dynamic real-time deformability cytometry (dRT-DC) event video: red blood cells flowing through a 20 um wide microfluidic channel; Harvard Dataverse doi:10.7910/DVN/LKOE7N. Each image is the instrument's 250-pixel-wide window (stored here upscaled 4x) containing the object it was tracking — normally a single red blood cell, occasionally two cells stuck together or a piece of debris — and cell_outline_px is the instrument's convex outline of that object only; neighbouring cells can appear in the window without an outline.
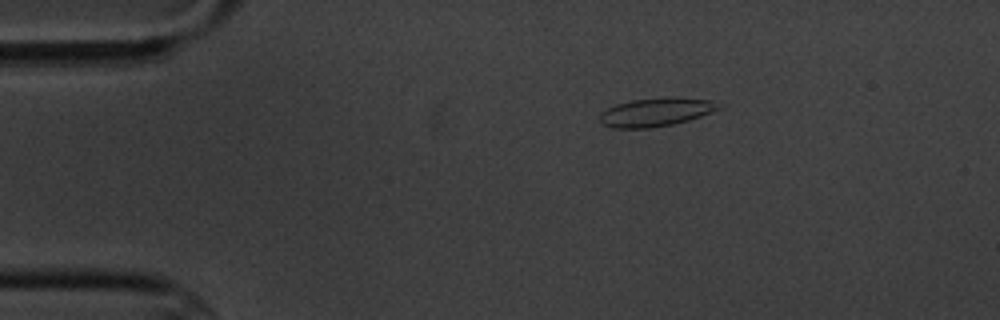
{"species": "common noctule bat (a hibernating species)", "species_latin": "Nyctalus noctula", "temperature_condition": "cold", "stored_images_in_passage": 5, "camera_frame_rate_fps": 3000, "um_per_image_px": 0.085, "animal": {"sex": "male", "body_mass_g": 20.1, "forearm_length_mm": 53.5}, "frame": {"image": 1, "passage_image": 2, "time_ms": 1.333, "image_size_px": [1000, 320], "cell_outline_px": [[724, 108], [688, 120], [672, 124], [648, 128], [612, 128], [604, 124], [600, 120], [600, 112], [616, 104], [632, 100], [668, 96], [676, 96], [712, 100], [724, 104]], "centroid_in_image_um": [55.83, 9.5], "position_along_channel_um": 29.2, "area_um2": 20.06}}
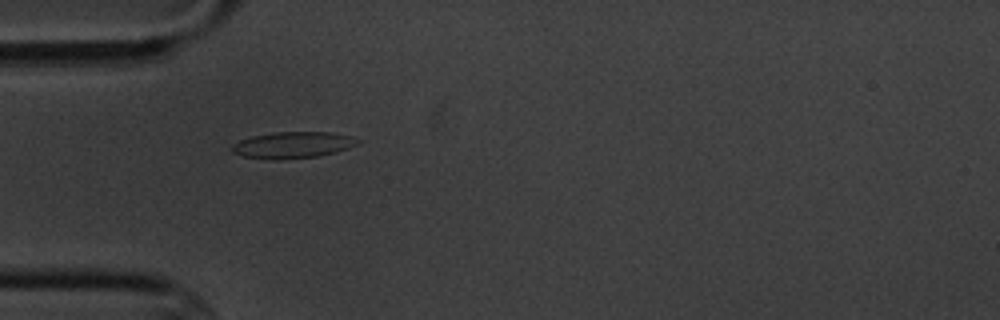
{"frame": {"image": 2, "passage_image": 4, "time_ms": 3.667, "image_size_px": [1000, 320], "cell_outline_px": [[360, 140], [356, 144], [348, 148], [336, 152], [320, 156], [280, 160], [268, 160], [244, 156], [232, 152], [232, 144], [240, 140], [252, 136], [276, 132], [332, 132], [348, 136]], "centroid_in_image_um": [24.86, 12.34], "position_along_channel_um": 60.1, "area_um2": 19.36}}